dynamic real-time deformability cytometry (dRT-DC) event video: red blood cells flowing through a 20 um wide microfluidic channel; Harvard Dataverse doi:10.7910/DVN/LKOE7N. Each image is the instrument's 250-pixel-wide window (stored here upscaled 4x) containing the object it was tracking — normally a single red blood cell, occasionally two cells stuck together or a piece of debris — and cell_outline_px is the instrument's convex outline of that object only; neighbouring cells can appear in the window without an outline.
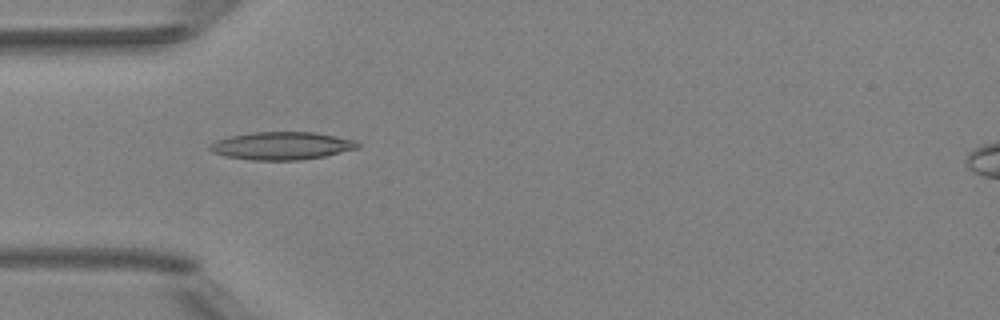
{"species": "Egyptian fruit bat (a non-hibernating species)", "species_latin": "Rousettus aegyptiacus", "temperature_condition": "room temperature", "stored_images_in_passage": 7, "camera_frame_rate_fps": 3000, "um_per_image_px": 0.085, "animal": {"sex": "female"}, "frame": {"image": 1, "passage_image": 5, "time_ms": 4.333, "image_size_px": [1000, 320], "cell_outline_px": [[360, 148], [324, 156], [300, 160], [252, 160], [224, 156], [212, 152], [208, 148], [208, 144], [216, 140], [228, 136], [252, 132], [312, 132], [336, 136], [356, 140], [360, 144]], "centroid_in_image_um": [23.92, 12.39], "position_along_channel_um": 61.1, "area_um2": 24.16}}
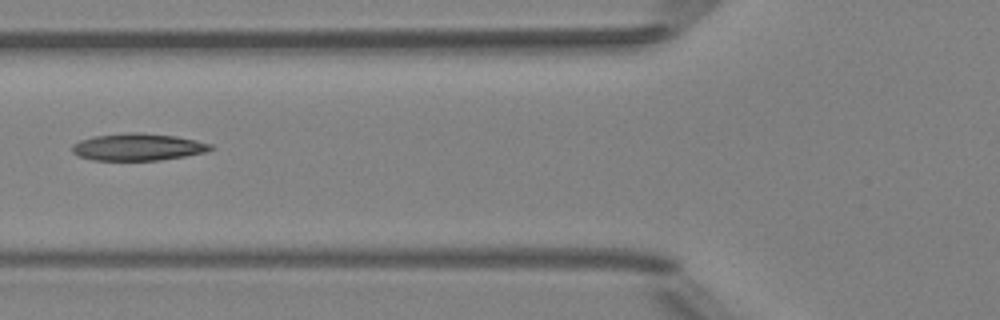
{"frame": {"image": 2, "passage_image": 6, "time_ms": 5.667, "image_size_px": [1000, 320], "cell_outline_px": [[216, 148], [204, 152], [184, 156], [160, 160], [92, 160], [80, 156], [72, 152], [72, 144], [80, 140], [92, 136], [128, 132], [140, 132], [176, 136], [196, 140], [212, 144]], "centroid_in_image_um": [11.72, 12.48], "position_along_channel_um": 114.1, "area_um2": 21.96}}
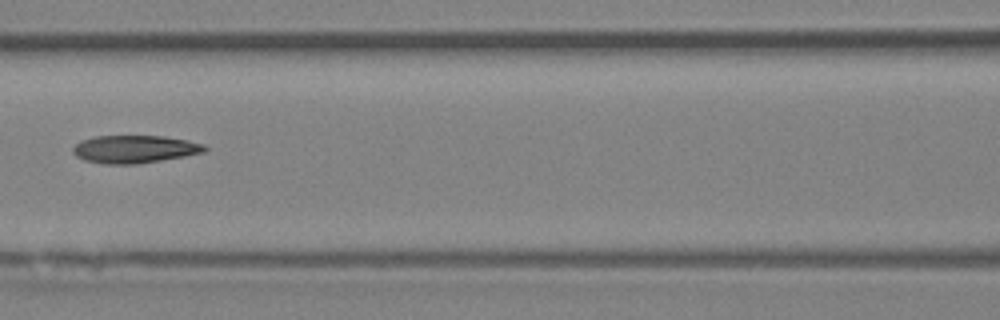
{"frame": {"image": 3, "passage_image": 7, "time_ms": 6.667, "image_size_px": [1000, 320], "cell_outline_px": [[208, 148], [204, 152], [184, 156], [136, 164], [104, 164], [84, 160], [76, 156], [72, 152], [72, 148], [80, 140], [92, 136], [164, 136], [188, 140], [204, 144]], "centroid_in_image_um": [11.41, 12.67], "position_along_channel_um": 155.2, "area_um2": 21.39}}